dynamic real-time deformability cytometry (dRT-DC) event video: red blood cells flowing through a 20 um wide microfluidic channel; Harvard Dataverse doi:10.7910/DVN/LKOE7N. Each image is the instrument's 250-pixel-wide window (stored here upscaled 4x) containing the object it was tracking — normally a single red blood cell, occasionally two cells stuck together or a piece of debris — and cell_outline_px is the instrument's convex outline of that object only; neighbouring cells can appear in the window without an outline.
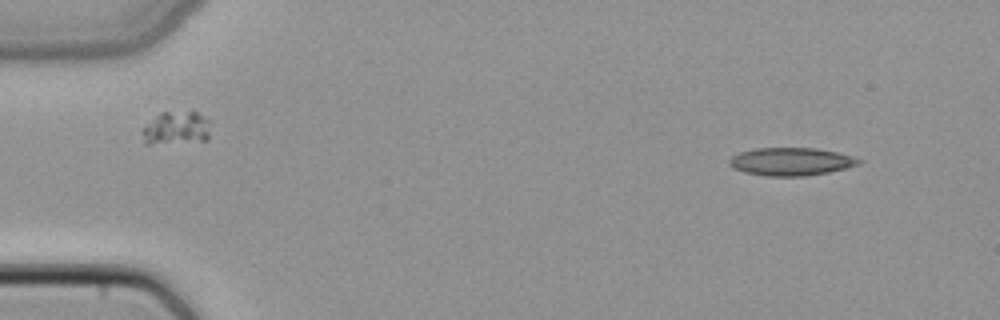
{"species": "common noctule bat (a hibernating species)", "species_latin": "Nyctalus noctula", "temperature_condition": "cold", "stored_images_in_passage": 3, "camera_frame_rate_fps": 3000, "um_per_image_px": 0.085, "animal": {"sex": "female", "body_mass_g": 22.7, "forearm_length_mm": 54.2}, "frame": {"image": 1, "passage_image": 1, "time_ms": 0.0, "image_size_px": [1000, 320], "cell_outline_px": [[864, 160], [860, 164], [828, 172], [804, 176], [764, 176], [744, 172], [732, 168], [728, 164], [728, 160], [732, 156], [740, 152], [756, 148], [816, 148], [836, 152], [852, 156]], "centroid_in_image_um": [67.21, 13.73], "position_along_channel_um": 17.8, "area_um2": 21.1}}